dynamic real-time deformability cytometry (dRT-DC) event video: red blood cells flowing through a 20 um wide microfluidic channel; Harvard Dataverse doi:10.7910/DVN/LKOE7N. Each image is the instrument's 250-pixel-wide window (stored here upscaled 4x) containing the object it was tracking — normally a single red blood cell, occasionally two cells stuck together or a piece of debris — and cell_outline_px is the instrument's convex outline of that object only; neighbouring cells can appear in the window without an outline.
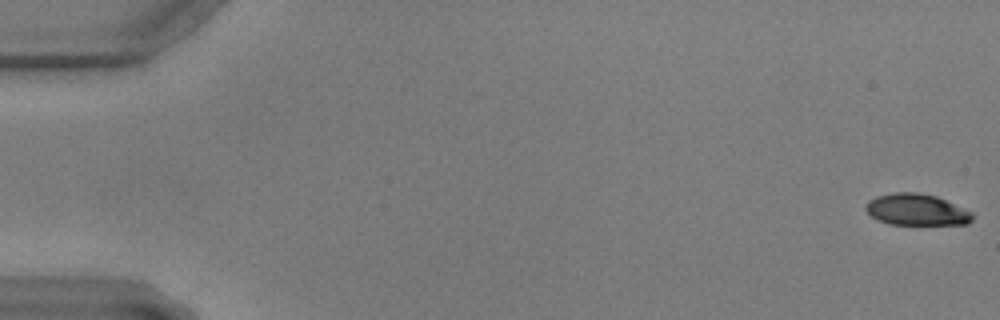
{"species": "common noctule bat (a hibernating species)", "species_latin": "Nyctalus noctula", "temperature_condition": "warm", "stored_images_in_passage": 9, "camera_frame_rate_fps": 3000, "um_per_image_px": 0.085, "animal": {"sex": "male", "body_mass_g": 17.9, "forearm_length_mm": 54.2}, "frame": {"image": 1, "passage_image": 1, "time_ms": 0.0, "image_size_px": [1000, 320], "cell_outline_px": [[972, 220], [968, 224], [888, 224], [872, 216], [864, 208], [868, 200], [876, 196], [892, 192], [916, 192], [936, 196], [972, 212]], "centroid_in_image_um": [77.88, 17.81], "position_along_channel_um": 7.1, "area_um2": 19.42}}